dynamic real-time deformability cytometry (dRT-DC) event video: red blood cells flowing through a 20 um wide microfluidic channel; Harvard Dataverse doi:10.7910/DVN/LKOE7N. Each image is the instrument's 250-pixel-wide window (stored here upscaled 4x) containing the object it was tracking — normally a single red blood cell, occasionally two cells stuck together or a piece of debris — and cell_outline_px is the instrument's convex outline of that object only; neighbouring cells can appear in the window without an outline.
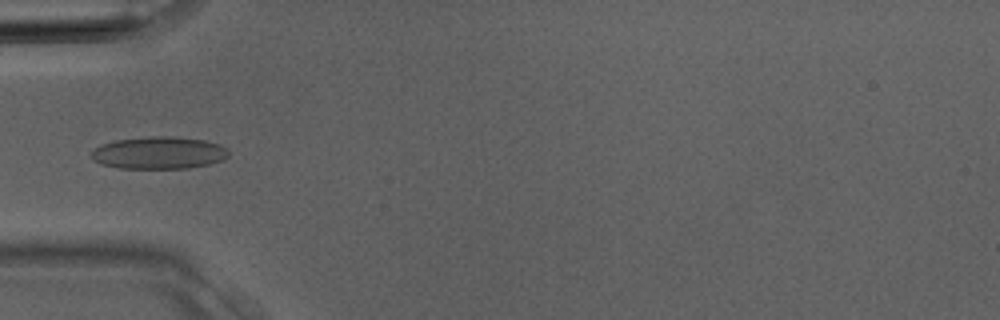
{"species": "Egyptian fruit bat (a non-hibernating species)", "species_latin": "Rousettus aegyptiacus", "temperature_condition": "room temperature", "stored_images_in_passage": 3, "camera_frame_rate_fps": 3000, "um_per_image_px": 0.085, "animal": {"sex": "male"}, "frame": {"image": 1, "passage_image": 3, "time_ms": 0.667, "image_size_px": [1000, 320], "cell_outline_px": [[228, 156], [224, 160], [208, 164], [188, 168], [116, 168], [100, 164], [92, 156], [92, 152], [100, 144], [116, 140], [152, 136], [172, 136], [204, 140], [228, 148]], "centroid_in_image_um": [13.51, 12.99], "position_along_channel_um": 71.5, "area_um2": 25.72}}